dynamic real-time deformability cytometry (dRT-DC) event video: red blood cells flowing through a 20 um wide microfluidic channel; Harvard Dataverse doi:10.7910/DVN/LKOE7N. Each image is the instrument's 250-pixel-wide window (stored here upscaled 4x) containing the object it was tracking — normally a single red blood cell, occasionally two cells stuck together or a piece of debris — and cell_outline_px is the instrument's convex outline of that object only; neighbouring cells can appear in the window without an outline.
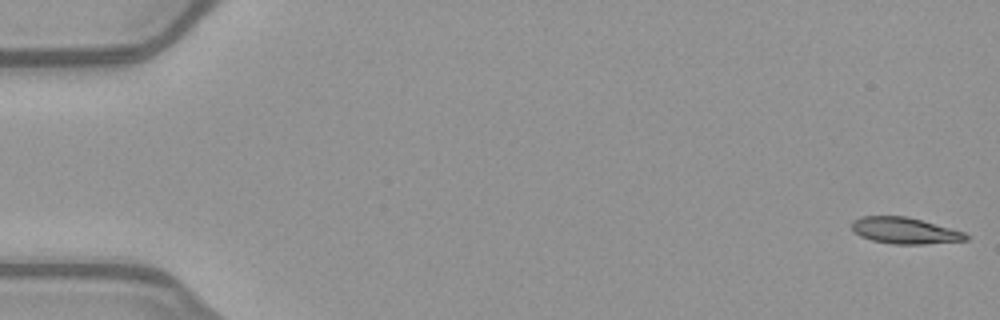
{"species": "common noctule bat (a hibernating species)", "species_latin": "Nyctalus noctula", "temperature_condition": "warm", "stored_images_in_passage": 52, "camera_frame_rate_fps": 3000, "um_per_image_px": 0.085, "animal": {"sex": "female", "body_mass_g": 21.9}, "frame": {"image": 1, "passage_image": 1, "time_ms": 0.0, "image_size_px": [1000, 320], "cell_outline_px": [[968, 240], [924, 244], [892, 244], [872, 240], [860, 236], [852, 232], [852, 220], [860, 216], [904, 216], [920, 220], [964, 232], [968, 236]], "centroid_in_image_um": [76.84, 19.6], "position_along_channel_um": 8.2, "area_um2": 17.4}}
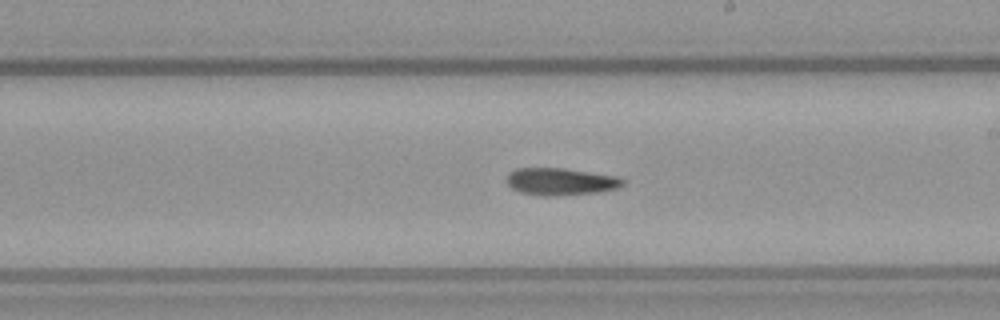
{"frame": {"image": 2, "passage_image": 30, "time_ms": 9.667, "image_size_px": [1000, 320], "cell_outline_px": [[628, 180], [624, 184], [616, 188], [600, 192], [556, 196], [540, 196], [520, 192], [512, 188], [504, 180], [508, 172], [516, 168], [564, 168], [620, 176]], "centroid_in_image_um": [47.67, 15.43], "position_along_channel_um": 241.3, "area_um2": 18.9}}
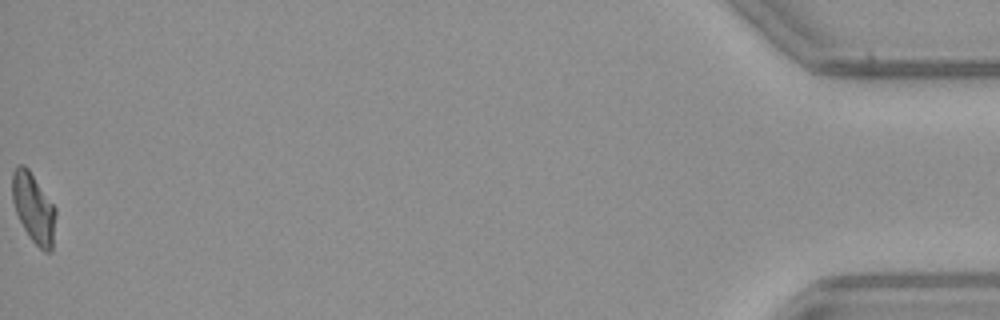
{"frame": {"image": 3, "passage_image": 52, "time_ms": 17.0, "image_size_px": [1000, 320], "cell_outline_px": [[56, 216], [52, 252], [44, 252], [28, 236], [16, 212], [12, 200], [12, 172], [20, 164], [24, 164], [28, 168], [56, 208]], "centroid_in_image_um": [2.87, 17.69], "position_along_channel_um": 432.3, "area_um2": 17.63}}